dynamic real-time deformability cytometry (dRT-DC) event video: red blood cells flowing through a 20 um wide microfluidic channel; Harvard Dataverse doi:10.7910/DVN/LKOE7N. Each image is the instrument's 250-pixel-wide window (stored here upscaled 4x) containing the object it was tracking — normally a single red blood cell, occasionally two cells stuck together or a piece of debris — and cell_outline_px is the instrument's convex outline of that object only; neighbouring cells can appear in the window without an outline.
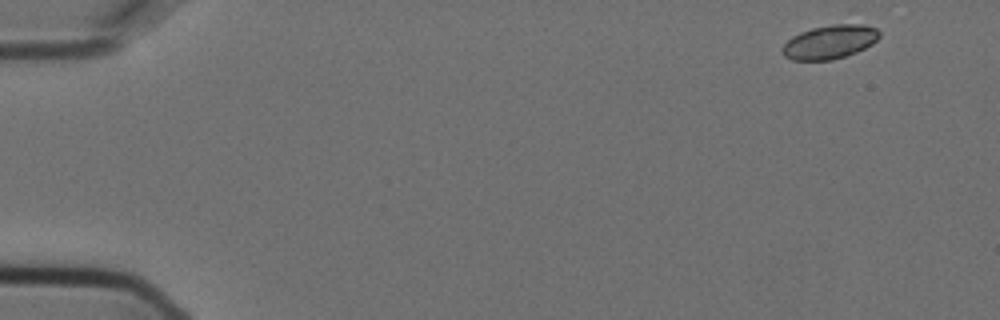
{"species": "Egyptian fruit bat (a non-hibernating species)", "species_latin": "Rousettus aegyptiacus", "temperature_condition": "cold", "stored_images_in_passage": 6, "camera_frame_rate_fps": 3000, "um_per_image_px": 0.085, "animal": {"sex": "female"}, "frame": {"image": 1, "passage_image": 1, "time_ms": 0.0, "image_size_px": [1000, 320], "cell_outline_px": [[880, 36], [872, 44], [856, 52], [832, 60], [792, 60], [784, 56], [780, 48], [792, 36], [800, 32], [812, 28], [832, 24], [864, 24], [876, 28], [880, 32]], "centroid_in_image_um": [70.51, 3.56], "position_along_channel_um": 14.5, "area_um2": 19.13}}
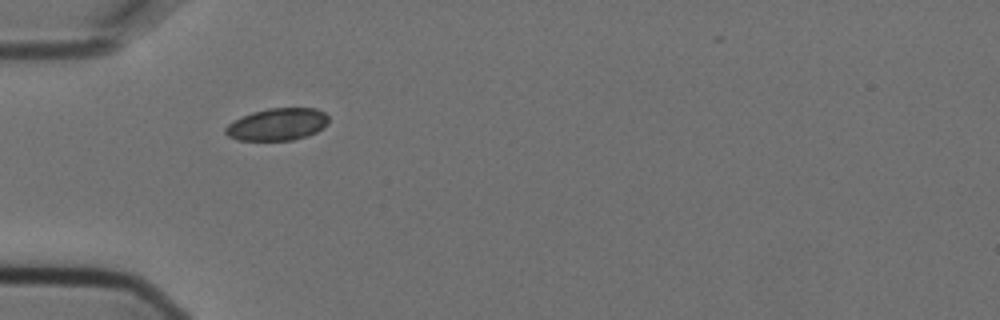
{"frame": {"image": 2, "passage_image": 5, "time_ms": 1.333, "image_size_px": [1000, 320], "cell_outline_px": [[328, 124], [324, 128], [308, 136], [292, 140], [236, 140], [228, 136], [224, 132], [224, 128], [228, 124], [240, 116], [252, 112], [268, 108], [316, 108], [324, 112], [328, 116]], "centroid_in_image_um": [23.57, 10.57], "position_along_channel_um": 61.4, "area_um2": 19.59}}
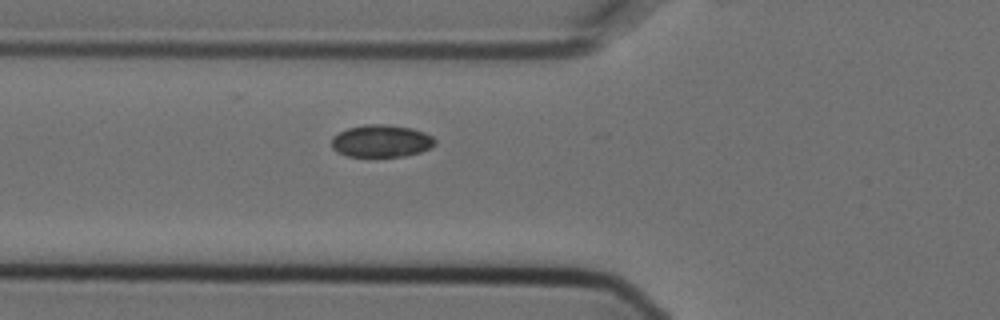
{"frame": {"image": 3, "passage_image": 6, "time_ms": 1.667, "image_size_px": [1000, 320], "cell_outline_px": [[436, 144], [432, 148], [420, 152], [404, 156], [348, 156], [336, 152], [332, 148], [332, 136], [348, 128], [364, 124], [384, 124], [412, 128], [424, 132], [432, 136], [436, 140]], "centroid_in_image_um": [32.42, 11.98], "position_along_channel_um": 93.4, "area_um2": 19.59}}